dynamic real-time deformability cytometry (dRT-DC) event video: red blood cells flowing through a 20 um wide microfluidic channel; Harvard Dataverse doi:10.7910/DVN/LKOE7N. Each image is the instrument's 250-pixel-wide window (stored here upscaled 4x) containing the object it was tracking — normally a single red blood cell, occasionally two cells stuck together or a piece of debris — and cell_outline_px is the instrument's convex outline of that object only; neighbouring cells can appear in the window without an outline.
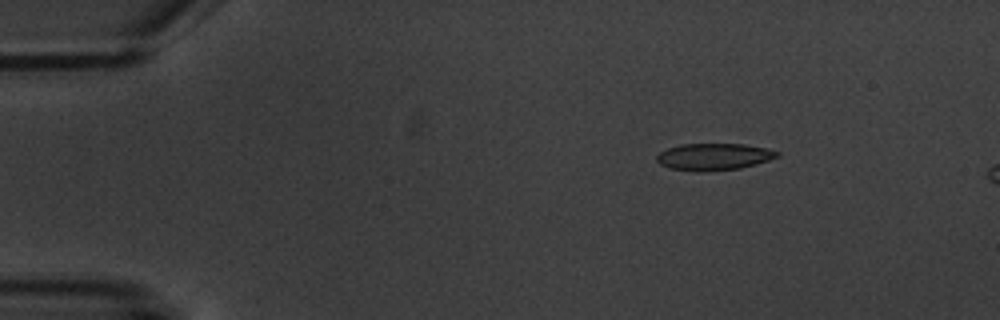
{"species": "common noctule bat (a hibernating species)", "species_latin": "Nyctalus noctula", "temperature_condition": "warm", "stored_images_in_passage": 6, "camera_frame_rate_fps": 3000, "um_per_image_px": 0.085, "animal": {"sex": "male", "body_mass_g": 20.1, "forearm_length_mm": 53.5}, "frame": {"image": 1, "passage_image": 3, "time_ms": 2.333, "image_size_px": [1000, 320], "cell_outline_px": [[780, 156], [756, 164], [740, 168], [704, 172], [696, 172], [668, 168], [660, 164], [656, 160], [656, 156], [660, 152], [668, 148], [680, 144], [744, 144], [764, 148], [780, 152]], "centroid_in_image_um": [60.64, 13.33], "position_along_channel_um": 24.4, "area_um2": 18.96}}